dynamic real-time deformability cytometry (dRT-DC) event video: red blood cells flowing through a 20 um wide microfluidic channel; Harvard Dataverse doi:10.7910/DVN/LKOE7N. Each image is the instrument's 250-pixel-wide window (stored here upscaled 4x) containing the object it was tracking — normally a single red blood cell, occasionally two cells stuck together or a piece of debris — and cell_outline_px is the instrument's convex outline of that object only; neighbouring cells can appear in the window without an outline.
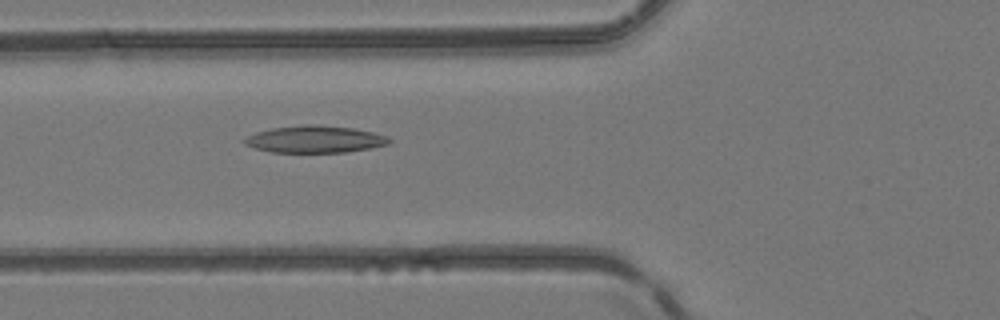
{"species": "common noctule bat (a hibernating species)", "species_latin": "Nyctalus noctula", "temperature_condition": "room temperature", "stored_images_in_passage": 20, "camera_frame_rate_fps": 3000, "um_per_image_px": 0.085, "animal": {"sex": "female", "body_mass_g": 24.6, "forearm_length_mm": 56.2}, "frame": {"image": 1, "passage_image": 19, "time_ms": 6.0, "image_size_px": [1000, 320], "cell_outline_px": [[392, 140], [388, 144], [368, 148], [344, 152], [268, 152], [244, 144], [244, 140], [248, 136], [256, 132], [272, 128], [304, 124], [316, 124], [352, 128], [372, 132], [388, 136]], "centroid_in_image_um": [26.76, 11.83], "position_along_channel_um": 99.0, "area_um2": 22.66}}